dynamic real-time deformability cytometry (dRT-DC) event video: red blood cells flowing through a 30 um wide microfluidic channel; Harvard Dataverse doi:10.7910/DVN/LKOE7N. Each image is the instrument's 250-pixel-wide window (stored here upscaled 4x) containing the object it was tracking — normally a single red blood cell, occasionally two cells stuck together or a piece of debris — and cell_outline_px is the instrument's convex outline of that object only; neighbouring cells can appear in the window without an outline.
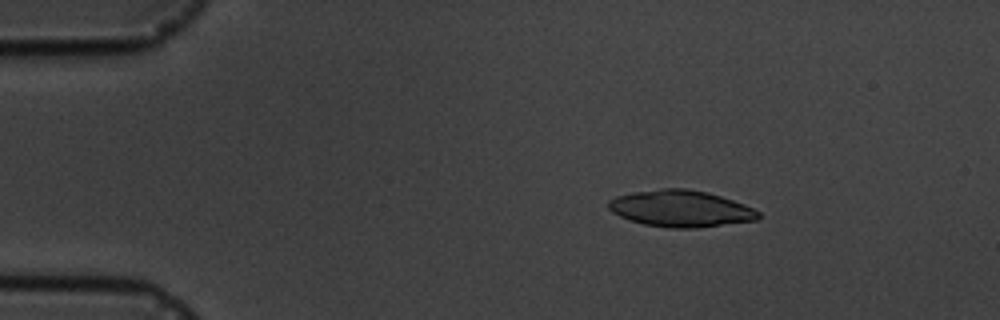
{"species": "common noctule bat (a hibernating species)", "species_latin": "Nyctalus noctula", "temperature_condition": "cold", "stored_images_in_passage": 5, "camera_frame_rate_fps": 3000, "um_per_image_px": 0.085, "animal": {"sex": "male", "body_mass_g": 19.5, "forearm_length_mm": 54.6}, "frame": {"image": 1, "passage_image": 3, "time_ms": 2.333, "image_size_px": [1000, 320], "cell_outline_px": [[760, 216], [756, 220], [696, 228], [668, 228], [644, 224], [628, 220], [612, 212], [608, 208], [608, 200], [616, 196], [632, 192], [664, 188], [688, 188], [708, 192], [744, 204], [760, 212]], "centroid_in_image_um": [57.83, 17.73], "position_along_channel_um": 27.2, "area_um2": 32.02}}